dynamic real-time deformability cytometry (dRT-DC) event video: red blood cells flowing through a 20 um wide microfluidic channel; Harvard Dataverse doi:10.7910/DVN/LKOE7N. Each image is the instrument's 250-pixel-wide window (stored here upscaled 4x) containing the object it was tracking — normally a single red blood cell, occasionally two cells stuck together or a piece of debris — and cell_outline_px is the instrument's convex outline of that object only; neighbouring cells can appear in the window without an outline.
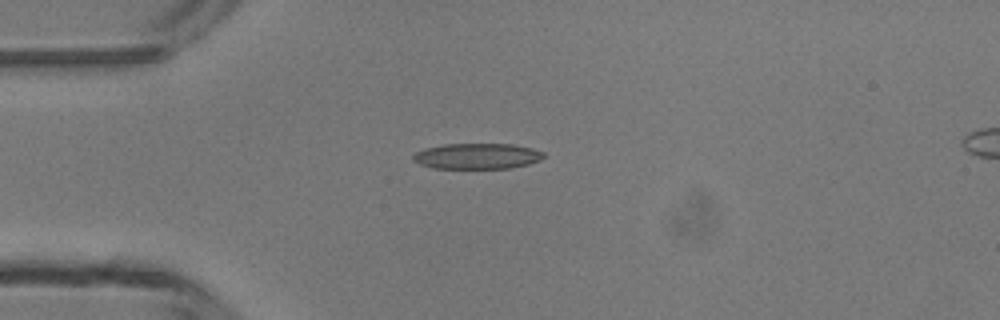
{"species": "common noctule bat (a hibernating species)", "species_latin": "Nyctalus noctula", "temperature_condition": "room temperature", "stored_images_in_passage": 3, "camera_frame_rate_fps": 3000, "um_per_image_px": 0.085, "animal": {"sex": "male", "body_mass_g": 13.3}, "frame": {"image": 1, "passage_image": 1, "time_ms": 0.0, "image_size_px": [1000, 320], "cell_outline_px": [[544, 156], [540, 160], [528, 164], [512, 168], [432, 168], [420, 164], [412, 160], [412, 156], [416, 152], [424, 148], [444, 144], [512, 144], [532, 148], [544, 152]], "centroid_in_image_um": [40.54, 13.27], "position_along_channel_um": 44.5, "area_um2": 19.59}}